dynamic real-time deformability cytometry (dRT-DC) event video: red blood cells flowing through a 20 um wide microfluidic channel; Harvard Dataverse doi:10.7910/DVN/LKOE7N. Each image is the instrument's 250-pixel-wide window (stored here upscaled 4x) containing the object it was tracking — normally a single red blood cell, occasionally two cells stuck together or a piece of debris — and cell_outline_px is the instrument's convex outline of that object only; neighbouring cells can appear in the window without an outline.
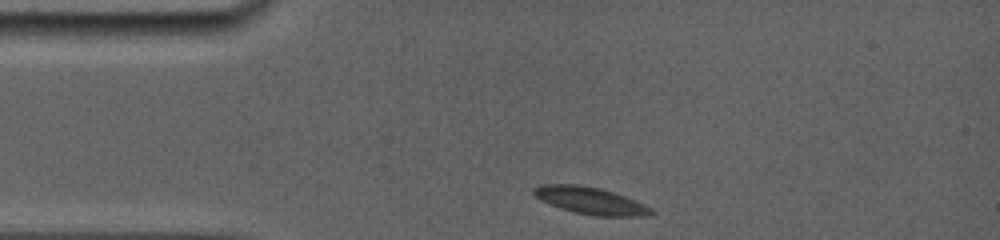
{"species": "common noctule bat (a hibernating species)", "species_latin": "Nyctalus noctula", "temperature_condition": "room temperature", "stored_images_in_passage": 56, "camera_frame_rate_fps": 5000, "um_per_image_px": 0.085, "animal": {"sex": "female", "body_mass_g": 19.0, "forearm_length_mm": 56.7}, "frame": {"image": 1, "passage_image": 1, "time_ms": 0.0, "image_size_px": [1000, 240], "cell_outline_px": [[656, 212], [652, 216], [596, 216], [572, 212], [560, 208], [540, 200], [532, 192], [532, 188], [540, 184], [580, 184], [600, 188], [636, 200], [652, 208]], "centroid_in_image_um": [50.2, 17.06], "position_along_channel_um": 34.8, "area_um2": 18.79}}
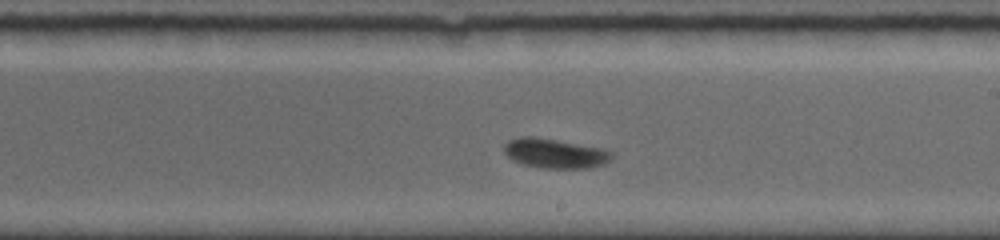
{"frame": {"image": 2, "passage_image": 32, "time_ms": 6.2, "image_size_px": [1000, 240], "cell_outline_px": [[612, 156], [604, 164], [588, 168], [540, 168], [520, 164], [512, 160], [504, 152], [504, 144], [508, 140], [520, 136], [532, 136], [604, 148], [612, 152]], "centroid_in_image_um": [47.13, 13.03], "position_along_channel_um": 241.9, "area_um2": 18.67}}
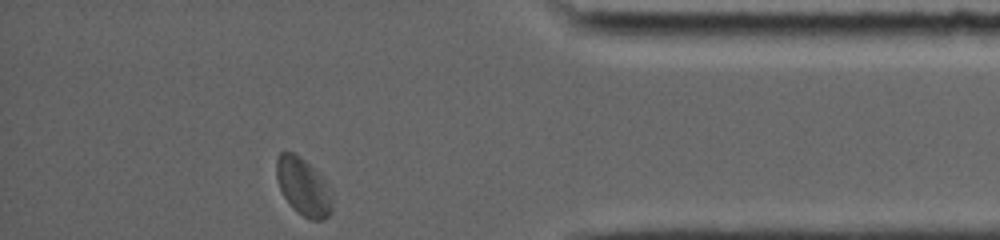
{"frame": {"image": 3, "passage_image": 56, "time_ms": 11.0, "image_size_px": [1000, 240], "cell_outline_px": [[332, 212], [328, 216], [320, 220], [312, 220], [296, 212], [292, 208], [284, 196], [280, 188], [276, 176], [276, 160], [280, 152], [292, 152], [300, 156], [328, 184], [332, 196]], "centroid_in_image_um": [25.78, 15.89], "position_along_channel_um": 409.4, "area_um2": 18.55}, "authors_computed_cell_mechanics": {"area_um2": 18.2648, "velocity_mm_per_s": 3.825, "shape_relaxation_time_tau1_ms": 2.042, "shape_relaxation_time_tau2_ms": 2.5694, "deformation_change_tau1": 0.0916, "deformation_change_tau2": 0.0493}}